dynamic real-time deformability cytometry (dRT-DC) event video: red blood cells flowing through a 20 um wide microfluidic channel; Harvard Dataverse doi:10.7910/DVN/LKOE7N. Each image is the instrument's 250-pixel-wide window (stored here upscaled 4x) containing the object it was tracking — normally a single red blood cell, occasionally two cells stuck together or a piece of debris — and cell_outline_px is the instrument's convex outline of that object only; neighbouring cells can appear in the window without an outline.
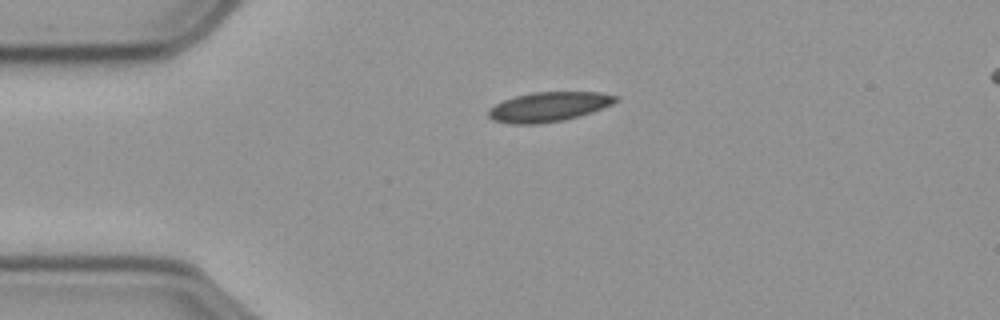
{"species": "common noctule bat (a hibernating species)", "species_latin": "Nyctalus noctula", "temperature_condition": "cold", "stored_images_in_passage": 45, "camera_frame_rate_fps": 3000, "um_per_image_px": 0.085, "animal": {"sex": "male", "body_mass_g": 23.1, "forearm_length_mm": 52.7}, "frame": {"image": 1, "passage_image": 1, "time_ms": 0.0, "image_size_px": [1000, 320], "cell_outline_px": [[620, 100], [612, 104], [592, 112], [564, 120], [536, 124], [512, 124], [492, 120], [488, 116], [488, 108], [504, 100], [516, 96], [532, 92], [600, 92], [616, 96]], "centroid_in_image_um": [46.63, 9.08], "position_along_channel_um": 38.4, "area_um2": 21.91}}
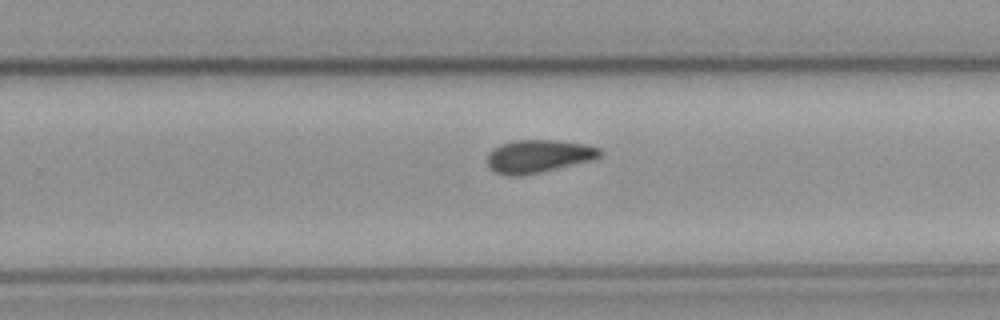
{"frame": {"image": 2, "passage_image": 24, "time_ms": 7.667, "image_size_px": [1000, 320], "cell_outline_px": [[604, 152], [600, 156], [592, 160], [540, 172], [520, 176], [508, 176], [496, 172], [488, 164], [488, 152], [492, 148], [500, 144], [512, 140], [556, 140], [584, 144], [600, 148]], "centroid_in_image_um": [45.76, 13.27], "position_along_channel_um": 284.0, "area_um2": 21.62}}
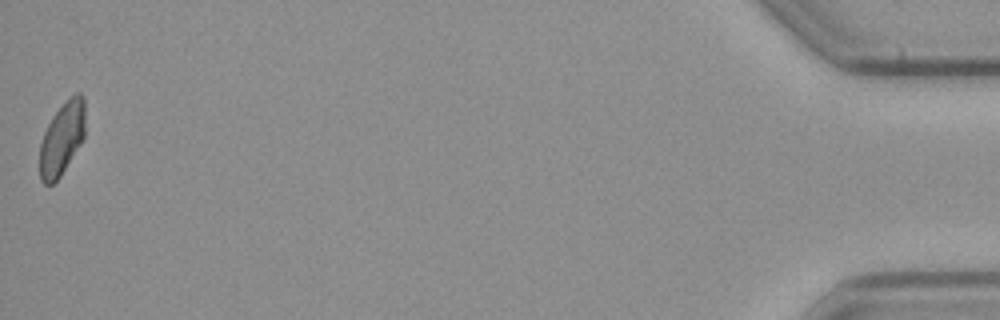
{"frame": {"image": 3, "passage_image": 45, "time_ms": 14.667, "image_size_px": [1000, 320], "cell_outline_px": [[84, 136], [80, 144], [60, 176], [52, 184], [44, 184], [40, 180], [40, 144], [44, 132], [52, 116], [68, 96], [76, 92], [80, 92], [84, 96]], "centroid_in_image_um": [5.26, 11.73], "position_along_channel_um": 429.9, "area_um2": 19.25}, "authors_computed_cell_mechanics": {"area_um2": 21.0392, "velocity_mm_per_s": 3.5771, "shape_relaxation_time_tau1_ms": 10.7934, "shape_relaxation_time_tau2_ms": 4.9364, "deformation_change_tau1": 0.1646, "deformation_change_tau2": 0.0698}}